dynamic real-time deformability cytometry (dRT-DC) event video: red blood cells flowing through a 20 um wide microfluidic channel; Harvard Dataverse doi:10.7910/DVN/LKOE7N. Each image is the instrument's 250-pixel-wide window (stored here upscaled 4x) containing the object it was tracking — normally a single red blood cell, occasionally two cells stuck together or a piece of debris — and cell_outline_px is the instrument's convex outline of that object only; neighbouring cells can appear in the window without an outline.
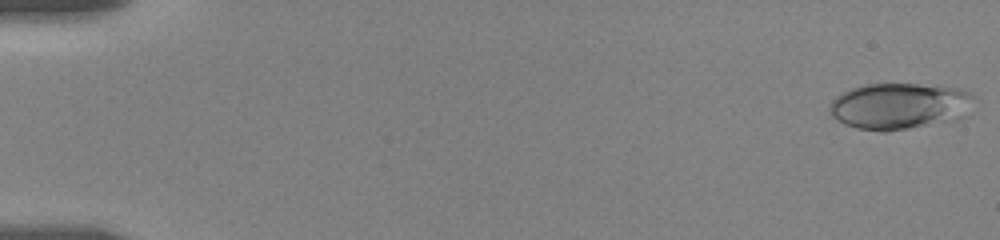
{"species": "human", "species_latin": "Homo sapiens", "temperature_condition": "room temperature", "stored_images_in_passage": 23, "camera_frame_rate_fps": 3000, "um_per_image_px": 0.085, "donor": {"sex": "female"}, "frame": {"image": 1, "passage_image": 1, "time_ms": 0.0, "image_size_px": [1000, 240], "cell_outline_px": [[972, 96], [968, 116], [956, 120], [888, 132], [880, 132], [856, 128], [844, 124], [836, 120], [828, 112], [828, 108], [832, 100], [836, 96], [852, 88], [868, 84], [916, 84], [960, 88], [972, 92]], "centroid_in_image_um": [76.45, 9.03], "position_along_channel_um": 8.5, "area_um2": 39.36}}
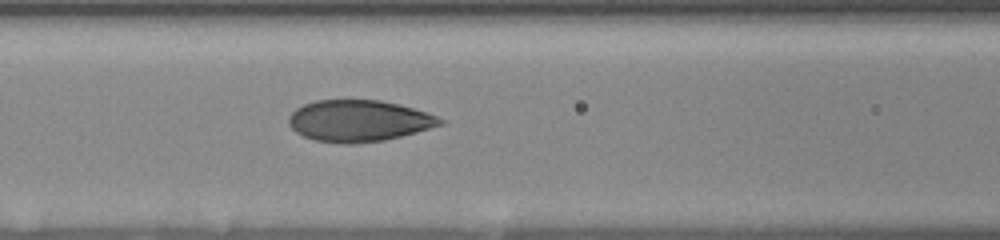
{"frame": {"image": 2, "passage_image": 14, "time_ms": 8.0, "image_size_px": [1000, 240], "cell_outline_px": [[444, 124], [416, 132], [384, 140], [356, 144], [344, 144], [316, 140], [304, 136], [296, 132], [288, 124], [288, 116], [296, 108], [304, 104], [316, 100], [380, 100], [428, 112], [444, 120]], "centroid_in_image_um": [30.48, 10.27], "position_along_channel_um": 136.1, "area_um2": 36.53}}
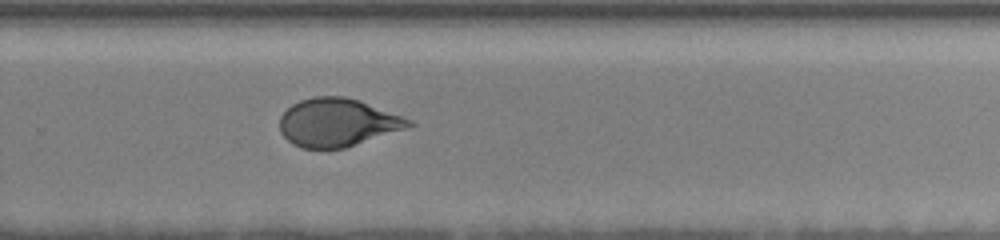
{"frame": {"image": 3, "passage_image": 23, "time_ms": 12.667, "image_size_px": [1000, 240], "cell_outline_px": [[416, 124], [408, 128], [344, 148], [300, 148], [292, 144], [280, 132], [280, 116], [292, 104], [300, 100], [312, 96], [344, 96], [360, 100], [412, 120]], "centroid_in_image_um": [28.69, 10.4], "position_along_channel_um": 301.1, "area_um2": 36.24}}